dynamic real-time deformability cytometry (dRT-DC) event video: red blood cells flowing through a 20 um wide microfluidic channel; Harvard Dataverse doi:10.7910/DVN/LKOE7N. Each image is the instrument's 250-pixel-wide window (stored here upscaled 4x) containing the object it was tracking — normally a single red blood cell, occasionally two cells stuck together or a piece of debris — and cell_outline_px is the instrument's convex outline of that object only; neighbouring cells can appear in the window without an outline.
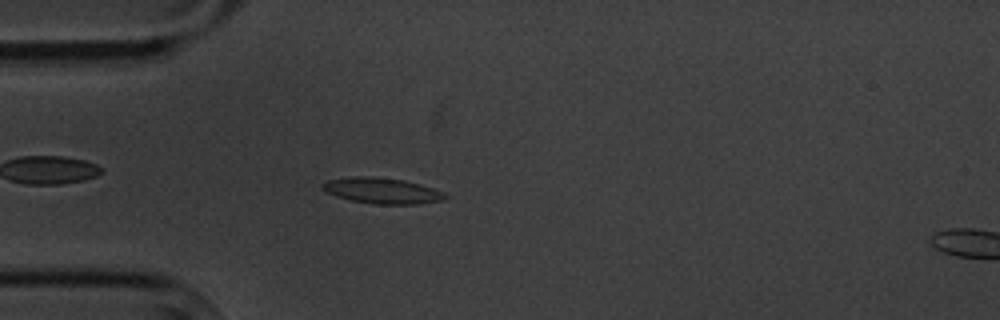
{"species": "common noctule bat (a hibernating species)", "species_latin": "Nyctalus noctula", "temperature_condition": "cold", "stored_images_in_passage": 6, "camera_frame_rate_fps": 3000, "um_per_image_px": 0.085, "animal": {"sex": "male", "body_mass_g": 20.1, "forearm_length_mm": 53.5}, "frame": {"image": 1, "passage_image": 5, "time_ms": 4.667, "image_size_px": [1000, 320], "cell_outline_px": [[448, 196], [440, 200], [420, 204], [376, 204], [352, 200], [336, 196], [320, 188], [320, 184], [328, 180], [356, 176], [372, 176], [404, 180], [420, 184], [444, 192]], "centroid_in_image_um": [32.46, 16.2], "position_along_channel_um": 52.5, "area_um2": 18.32}}